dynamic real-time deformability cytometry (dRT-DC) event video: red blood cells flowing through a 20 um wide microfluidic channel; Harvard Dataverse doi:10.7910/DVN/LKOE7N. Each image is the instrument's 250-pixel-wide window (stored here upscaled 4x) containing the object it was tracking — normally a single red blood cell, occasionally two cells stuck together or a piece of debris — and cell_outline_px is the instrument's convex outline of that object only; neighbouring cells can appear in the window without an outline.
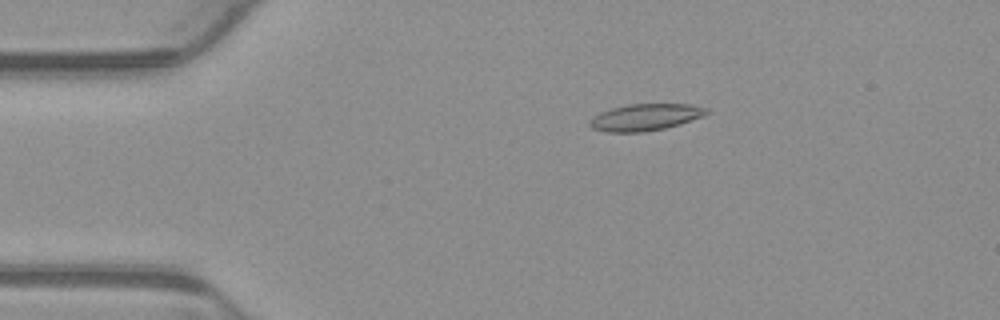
{"species": "common noctule bat (a hibernating species)", "species_latin": "Nyctalus noctula", "temperature_condition": "warm", "stored_images_in_passage": 4, "camera_frame_rate_fps": 3000, "um_per_image_px": 0.085, "animal": {"sex": "male", "body_mass_g": 23.1, "forearm_length_mm": 52.7}, "frame": {"image": 1, "passage_image": 3, "time_ms": 0.667, "image_size_px": [1000, 320], "cell_outline_px": [[712, 112], [704, 116], [680, 124], [664, 128], [644, 132], [604, 132], [592, 128], [588, 124], [588, 120], [592, 116], [600, 112], [612, 108], [628, 104], [688, 104], [708, 108]], "centroid_in_image_um": [54.85, 9.96], "position_along_channel_um": 30.2, "area_um2": 18.44}}